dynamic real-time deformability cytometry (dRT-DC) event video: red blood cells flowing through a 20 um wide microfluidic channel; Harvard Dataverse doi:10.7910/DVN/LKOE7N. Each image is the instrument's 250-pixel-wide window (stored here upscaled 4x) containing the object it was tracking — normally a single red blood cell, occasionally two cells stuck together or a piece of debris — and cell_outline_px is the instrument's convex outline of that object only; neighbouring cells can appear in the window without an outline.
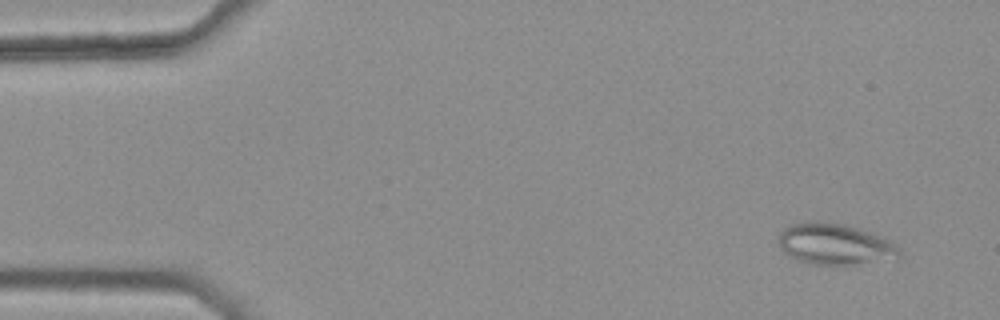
{"species": "common noctule bat (a hibernating species)", "species_latin": "Nyctalus noctula", "temperature_condition": "warm", "stored_images_in_passage": 3, "camera_frame_rate_fps": 3000, "um_per_image_px": 0.085, "animal": {"sex": "female", "body_mass_g": 25.1}, "frame": {"image": 1, "passage_image": 1, "time_ms": 0.0, "image_size_px": [1000, 320], "cell_outline_px": [[900, 256], [896, 260], [852, 264], [812, 264], [800, 260], [784, 252], [780, 248], [776, 236], [784, 228], [792, 224], [812, 220], [820, 220], [844, 224], [880, 236], [896, 244], [900, 248]], "centroid_in_image_um": [70.96, 20.74], "position_along_channel_um": 14.0, "area_um2": 29.13}}